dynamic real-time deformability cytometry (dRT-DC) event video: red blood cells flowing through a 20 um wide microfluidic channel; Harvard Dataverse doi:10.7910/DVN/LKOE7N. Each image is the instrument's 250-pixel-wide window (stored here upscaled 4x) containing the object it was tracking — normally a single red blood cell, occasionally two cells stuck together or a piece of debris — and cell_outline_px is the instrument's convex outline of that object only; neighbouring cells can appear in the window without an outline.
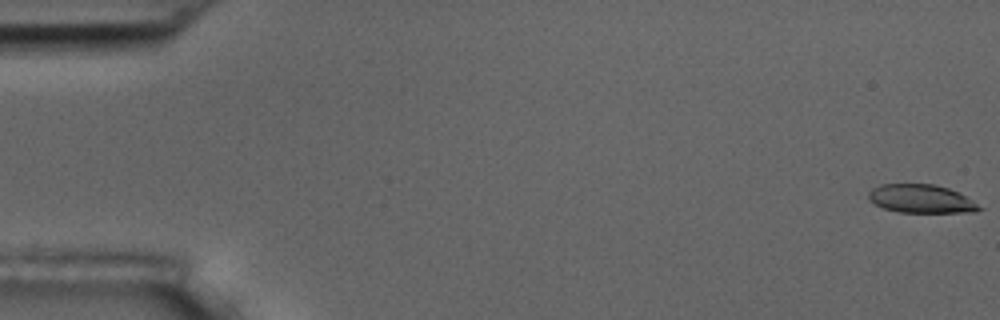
{"species": "common noctule bat (a hibernating species)", "species_latin": "Nyctalus noctula", "temperature_condition": "room temperature", "stored_images_in_passage": 8, "camera_frame_rate_fps": 3000, "um_per_image_px": 0.085, "animal": {"sex": "male", "body_mass_g": 17.5, "forearm_length_mm": 52.3}, "frame": {"image": 1, "passage_image": 1, "time_ms": 0.0, "image_size_px": [1000, 320], "cell_outline_px": [[984, 208], [972, 212], [900, 212], [884, 208], [868, 200], [868, 192], [872, 188], [880, 184], [932, 184], [948, 188], [960, 192]], "centroid_in_image_um": [78.29, 16.89], "position_along_channel_um": 6.7, "area_um2": 18.32}}
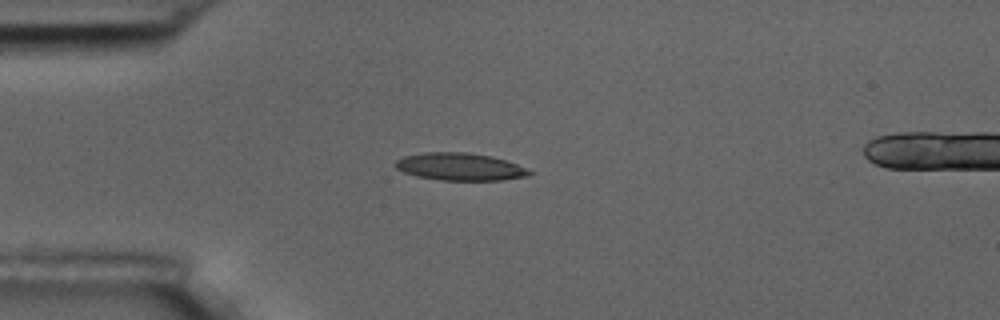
{"frame": {"image": 2, "passage_image": 5, "time_ms": 4.667, "image_size_px": [1000, 320], "cell_outline_px": [[532, 172], [528, 176], [504, 180], [440, 180], [416, 176], [404, 172], [396, 168], [392, 164], [396, 160], [404, 156], [424, 152], [468, 152], [492, 156], [528, 168]], "centroid_in_image_um": [39.08, 14.17], "position_along_channel_um": 45.9, "area_um2": 21.56}}